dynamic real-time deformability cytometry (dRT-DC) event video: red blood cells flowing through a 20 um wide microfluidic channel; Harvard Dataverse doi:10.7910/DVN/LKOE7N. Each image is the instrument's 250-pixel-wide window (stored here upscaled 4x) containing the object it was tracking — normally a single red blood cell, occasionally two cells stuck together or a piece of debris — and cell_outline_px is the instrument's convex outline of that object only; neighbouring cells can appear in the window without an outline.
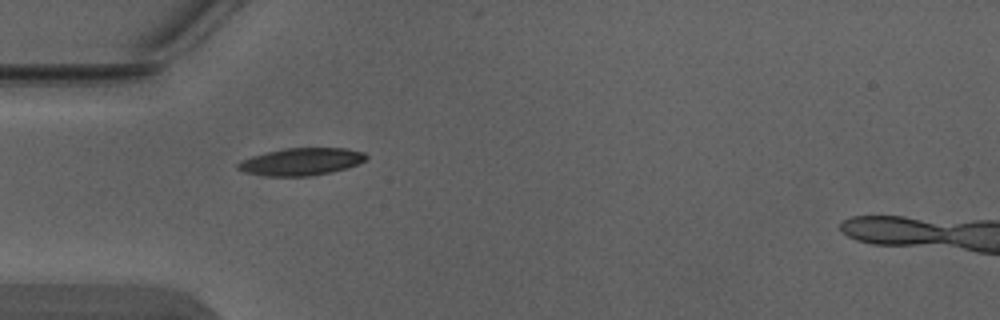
{"species": "Egyptian fruit bat (a non-hibernating species)", "species_latin": "Rousettus aegyptiacus", "temperature_condition": "warm", "stored_images_in_passage": 1, "camera_frame_rate_fps": 3000, "um_per_image_px": 0.085, "animal": {"sex": "male"}, "frame": {"image": 1, "passage_image": 1, "time_ms": 0.0, "image_size_px": [1000, 320], "cell_outline_px": [[368, 156], [364, 160], [348, 168], [332, 172], [308, 176], [264, 176], [244, 172], [236, 168], [236, 164], [240, 160], [252, 156], [284, 148], [344, 148], [364, 152]], "centroid_in_image_um": [25.57, 13.74], "position_along_channel_um": 59.4, "area_um2": 20.46}}